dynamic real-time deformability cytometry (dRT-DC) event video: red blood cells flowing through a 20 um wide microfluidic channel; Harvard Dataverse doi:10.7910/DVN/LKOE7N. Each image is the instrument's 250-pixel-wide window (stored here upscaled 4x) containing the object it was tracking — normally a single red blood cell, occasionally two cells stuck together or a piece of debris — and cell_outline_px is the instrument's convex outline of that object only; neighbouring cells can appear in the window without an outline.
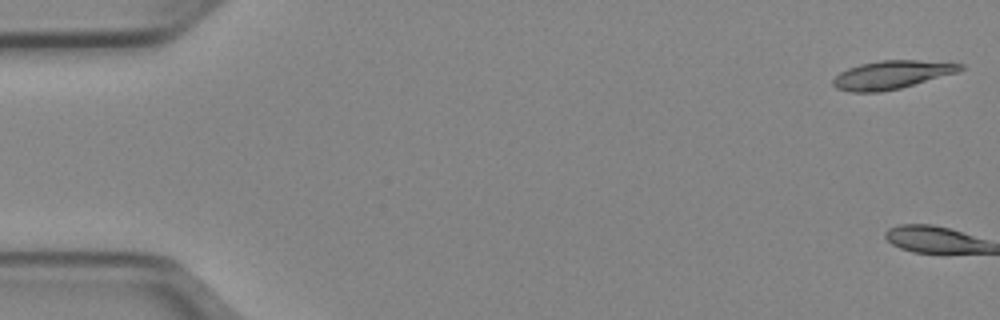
{"species": "Egyptian fruit bat (a non-hibernating species)", "species_latin": "Rousettus aegyptiacus", "temperature_condition": "cold", "stored_images_in_passage": 2, "camera_frame_rate_fps": 3000, "um_per_image_px": 0.085, "animal": {"sex": "female"}, "frame": {"image": 1, "passage_image": 1, "time_ms": 0.0, "image_size_px": [1000, 320], "cell_outline_px": [[964, 68], [956, 72], [900, 88], [880, 92], [852, 92], [836, 88], [832, 84], [832, 80], [840, 72], [848, 68], [860, 64], [880, 60], [916, 60], [964, 64]], "centroid_in_image_um": [75.74, 6.35], "position_along_channel_um": 9.3, "area_um2": 20.69}}